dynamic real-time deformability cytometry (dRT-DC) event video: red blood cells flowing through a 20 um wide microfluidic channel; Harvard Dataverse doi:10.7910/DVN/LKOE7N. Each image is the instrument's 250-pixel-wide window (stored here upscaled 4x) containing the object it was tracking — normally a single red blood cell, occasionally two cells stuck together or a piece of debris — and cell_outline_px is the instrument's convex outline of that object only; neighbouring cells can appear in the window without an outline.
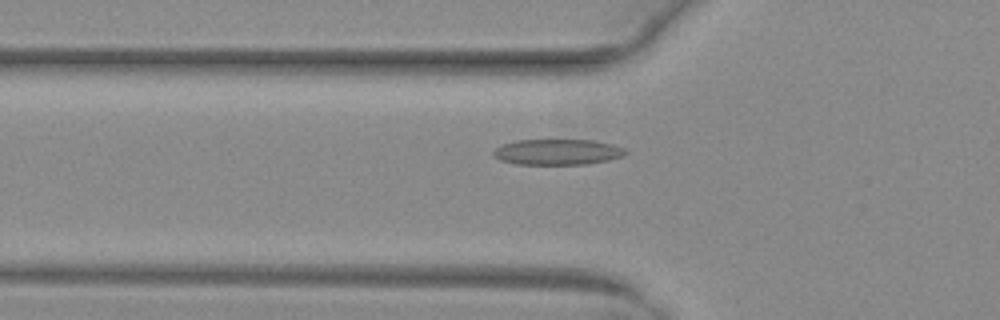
{"species": "common noctule bat (a hibernating species)", "species_latin": "Nyctalus noctula", "temperature_condition": "warm", "stored_images_in_passage": 52, "camera_frame_rate_fps": 3000, "um_per_image_px": 0.085, "animal": {"sex": "female", "body_mass_g": 29.2, "forearm_length_mm": 56.3}, "frame": {"image": 1, "passage_image": 19, "time_ms": 6.0, "image_size_px": [1000, 320], "cell_outline_px": [[628, 152], [624, 156], [608, 160], [588, 164], [516, 164], [500, 160], [492, 156], [492, 152], [496, 148], [504, 144], [516, 140], [592, 140], [612, 144], [624, 148]], "centroid_in_image_um": [47.39, 12.92], "position_along_channel_um": 78.4, "area_um2": 19.83}}
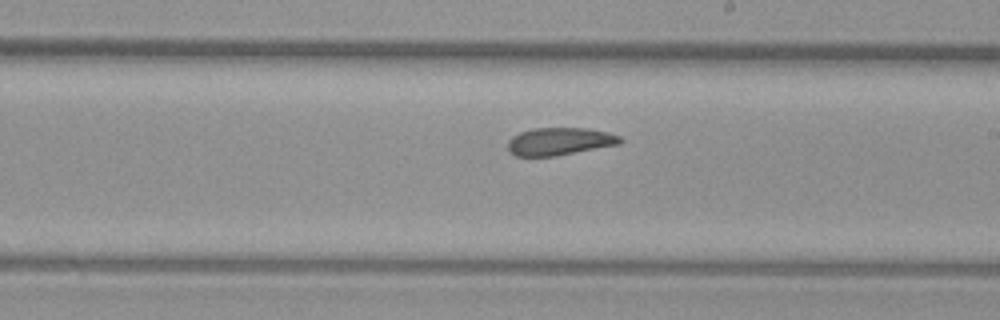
{"frame": {"image": 2, "passage_image": 31, "time_ms": 10.0, "image_size_px": [1000, 320], "cell_outline_px": [[624, 140], [620, 144], [556, 156], [516, 156], [508, 152], [508, 140], [512, 136], [520, 132], [532, 128], [588, 128], [608, 132], [620, 136]], "centroid_in_image_um": [47.56, 12.02], "position_along_channel_um": 241.4, "area_um2": 18.26}}
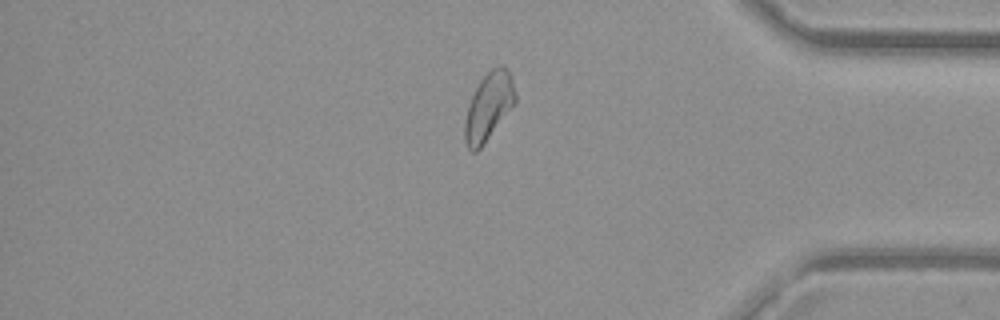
{"frame": {"image": 3, "passage_image": 44, "time_ms": 14.333, "image_size_px": [1000, 320], "cell_outline_px": [[516, 100], [480, 148], [476, 152], [472, 152], [468, 148], [464, 140], [464, 124], [468, 104], [480, 80], [496, 64], [504, 64], [512, 72], [516, 96]], "centroid_in_image_um": [41.54, 8.98], "position_along_channel_um": 393.7, "area_um2": 19.83}, "authors_computed_cell_mechanics": {"area_um2": 19.8254, "velocity_mm_per_s": 4.0695, "shape_relaxation_time_tau1_ms": null, "shape_relaxation_time_tau2_ms": 2.4902, "deformation_change_tau1": null, "deformation_change_tau2": 0.1014}}